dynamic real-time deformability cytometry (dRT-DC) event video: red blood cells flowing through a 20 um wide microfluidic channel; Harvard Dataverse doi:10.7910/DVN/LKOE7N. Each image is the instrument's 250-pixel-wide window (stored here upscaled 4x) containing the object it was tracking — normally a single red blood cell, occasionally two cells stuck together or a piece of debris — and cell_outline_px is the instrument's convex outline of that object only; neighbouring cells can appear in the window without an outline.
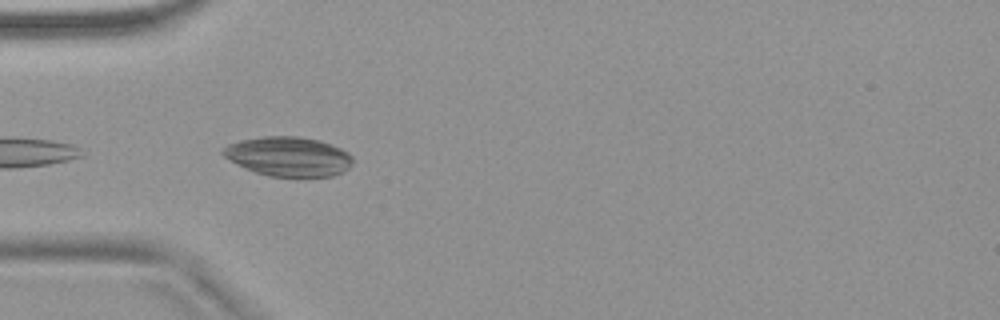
{"species": "common noctule bat (a hibernating species)", "species_latin": "Nyctalus noctula", "temperature_condition": "warm", "stored_images_in_passage": 7, "camera_frame_rate_fps": 3000, "um_per_image_px": 0.085, "animal": {"sex": "female", "body_mass_g": 18.4}, "frame": {"image": 1, "passage_image": 2, "time_ms": 0.333, "image_size_px": [1000, 320], "cell_outline_px": [[352, 164], [344, 172], [332, 176], [268, 176], [244, 168], [236, 164], [224, 156], [220, 152], [228, 144], [240, 140], [264, 136], [300, 136], [320, 140], [332, 144], [348, 152], [352, 156]], "centroid_in_image_um": [24.53, 13.29], "position_along_channel_um": 60.5, "area_um2": 29.94}}